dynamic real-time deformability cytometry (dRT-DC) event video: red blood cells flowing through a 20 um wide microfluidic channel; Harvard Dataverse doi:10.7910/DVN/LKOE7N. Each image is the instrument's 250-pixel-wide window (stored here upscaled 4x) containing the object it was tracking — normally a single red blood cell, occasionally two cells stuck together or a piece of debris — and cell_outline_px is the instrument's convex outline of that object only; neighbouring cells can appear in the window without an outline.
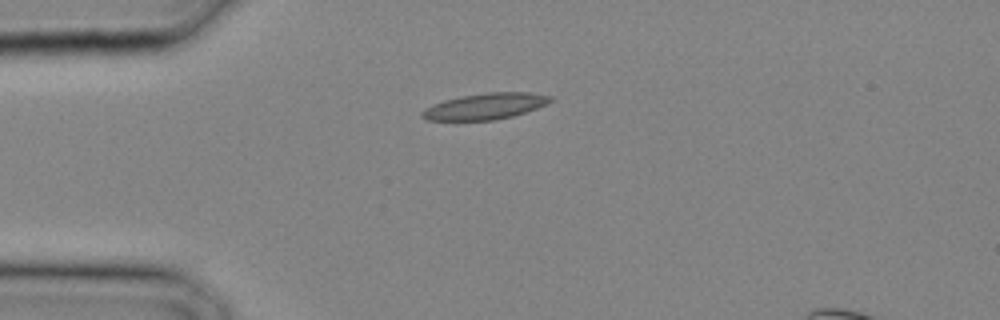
{"species": "common noctule bat (a hibernating species)", "species_latin": "Nyctalus noctula", "temperature_condition": "cold", "stored_images_in_passage": 14, "camera_frame_rate_fps": 3000, "um_per_image_px": 0.085, "animal": {"sex": "male", "body_mass_g": 20.4}, "frame": {"image": 1, "passage_image": 1, "time_ms": 0.0, "image_size_px": [1000, 320], "cell_outline_px": [[556, 100], [536, 108], [512, 116], [496, 120], [424, 120], [420, 116], [420, 112], [424, 108], [432, 104], [444, 100], [460, 96], [488, 92], [528, 92], [552, 96]], "centroid_in_image_um": [41.22, 9.03], "position_along_channel_um": 43.8, "area_um2": 19.71}}
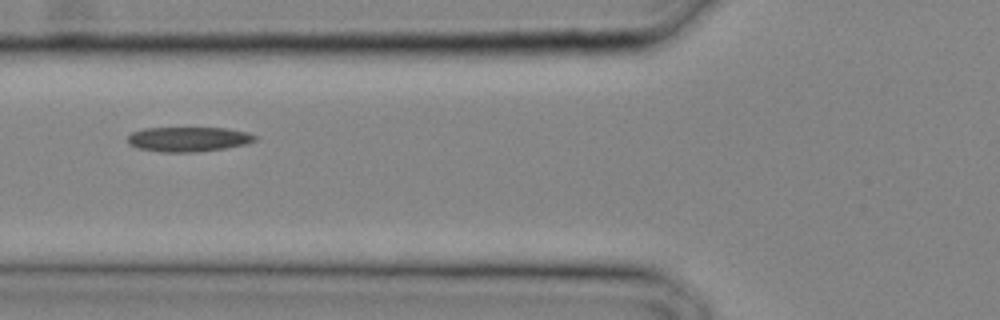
{"frame": {"image": 2, "passage_image": 5, "time_ms": 1.333, "image_size_px": [1000, 320], "cell_outline_px": [[256, 140], [248, 144], [224, 148], [196, 152], [160, 152], [140, 148], [128, 144], [128, 136], [132, 132], [144, 128], [224, 128], [244, 132], [256, 136]], "centroid_in_image_um": [15.99, 11.83], "position_along_channel_um": 109.8, "area_um2": 18.21}}
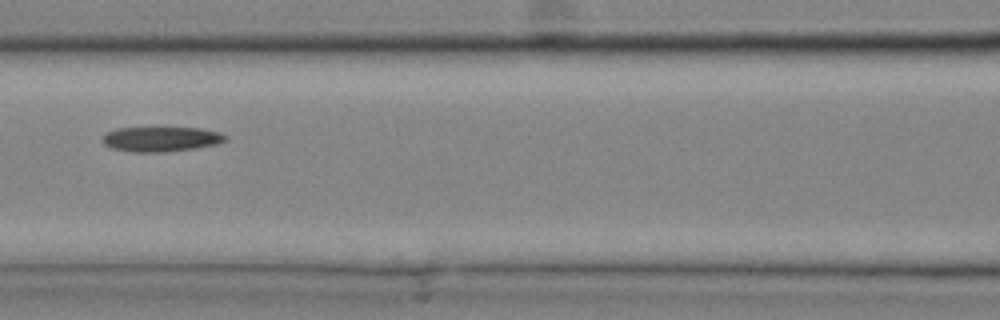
{"frame": {"image": 3, "passage_image": 7, "time_ms": 2.0, "image_size_px": [1000, 320], "cell_outline_px": [[228, 140], [216, 144], [196, 148], [168, 152], [132, 152], [108, 148], [104, 144], [104, 132], [116, 128], [200, 128], [220, 132], [228, 136]], "centroid_in_image_um": [13.69, 11.83], "position_along_channel_um": 152.9, "area_um2": 18.03}}